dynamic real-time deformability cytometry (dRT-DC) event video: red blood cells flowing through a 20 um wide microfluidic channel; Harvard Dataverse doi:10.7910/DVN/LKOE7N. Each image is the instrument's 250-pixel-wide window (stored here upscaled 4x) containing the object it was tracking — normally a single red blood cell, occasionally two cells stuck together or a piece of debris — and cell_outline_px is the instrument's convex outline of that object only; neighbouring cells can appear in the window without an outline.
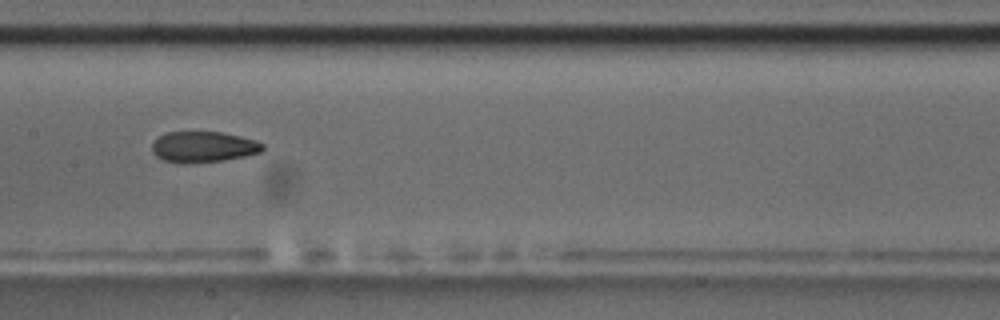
{"species": "common noctule bat (a hibernating species)", "species_latin": "Nyctalus noctula", "temperature_condition": "room temperature", "stored_images_in_passage": 11, "camera_frame_rate_fps": 3000, "um_per_image_px": 0.085, "animal": {"sex": "male", "body_mass_g": 17.5, "forearm_length_mm": 52.3}, "frame": {"image": 1, "passage_image": 8, "time_ms": 8.667, "image_size_px": [1000, 320], "cell_outline_px": [[264, 148], [260, 152], [244, 156], [224, 160], [192, 164], [184, 164], [164, 160], [156, 156], [152, 152], [152, 144], [160, 136], [168, 132], [220, 132], [240, 136], [256, 140], [264, 144]], "centroid_in_image_um": [17.29, 12.5], "position_along_channel_um": 190.1, "area_um2": 19.94}}